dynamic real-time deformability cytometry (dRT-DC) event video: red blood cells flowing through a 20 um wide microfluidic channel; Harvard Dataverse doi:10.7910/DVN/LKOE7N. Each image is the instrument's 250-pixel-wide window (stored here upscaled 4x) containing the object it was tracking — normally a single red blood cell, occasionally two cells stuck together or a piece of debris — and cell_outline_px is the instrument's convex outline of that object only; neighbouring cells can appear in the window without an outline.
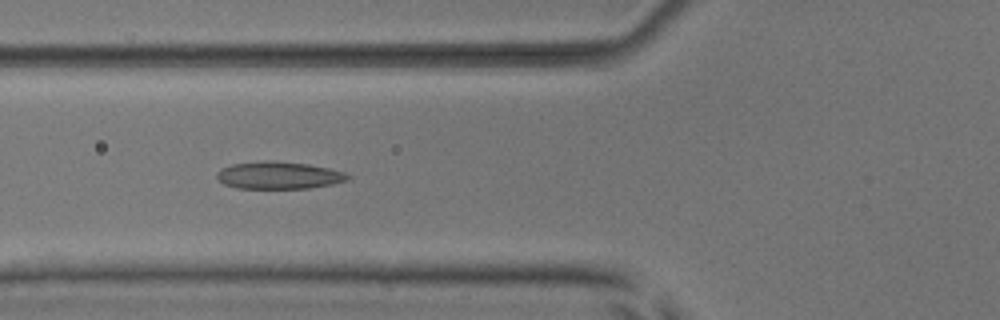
{"species": "common noctule bat (a hibernating species)", "species_latin": "Nyctalus noctula", "temperature_condition": "room temperature", "stored_images_in_passage": 7, "camera_frame_rate_fps": 3000, "um_per_image_px": 0.085, "animal": {"sex": "male", "body_mass_g": 17.9, "forearm_length_mm": 54.2}, "frame": {"image": 1, "passage_image": 5, "time_ms": 5.333, "image_size_px": [1000, 320], "cell_outline_px": [[352, 176], [348, 180], [332, 184], [308, 188], [236, 188], [224, 184], [216, 176], [216, 172], [220, 168], [232, 164], [264, 160], [268, 160], [308, 164], [328, 168], [344, 172]], "centroid_in_image_um": [23.68, 14.89], "position_along_channel_um": 102.1, "area_um2": 20.87}}
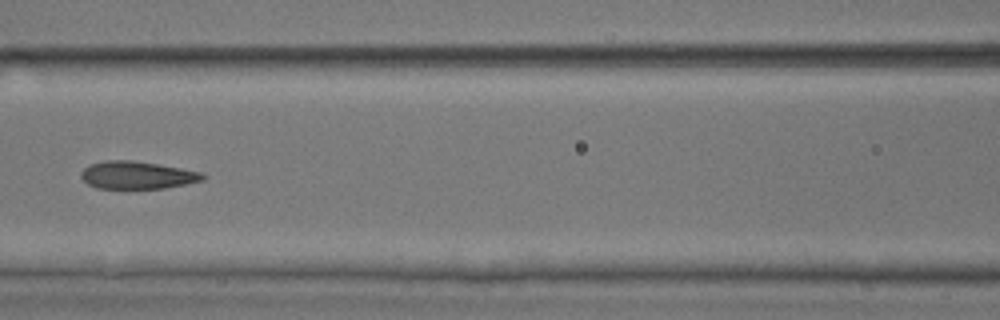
{"frame": {"image": 2, "passage_image": 6, "time_ms": 6.667, "image_size_px": [1000, 320], "cell_outline_px": [[208, 176], [204, 180], [164, 188], [96, 188], [88, 184], [80, 176], [80, 172], [88, 164], [104, 160], [132, 160], [180, 168], [200, 172]], "centroid_in_image_um": [11.62, 14.88], "position_along_channel_um": 155.0, "area_um2": 19.54}}
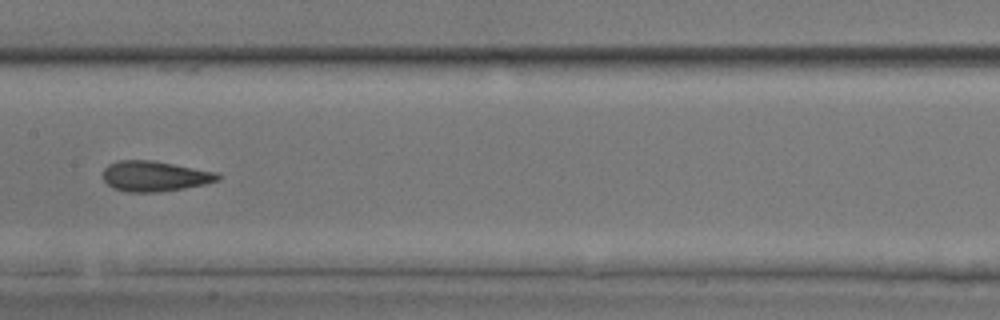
{"frame": {"image": 3, "passage_image": 7, "time_ms": 7.667, "image_size_px": [1000, 320], "cell_outline_px": [[220, 180], [204, 184], [184, 188], [160, 192], [128, 192], [112, 188], [104, 180], [104, 168], [108, 164], [120, 160], [152, 160], [216, 172], [220, 176]], "centroid_in_image_um": [13.13, 14.98], "position_along_channel_um": 194.3, "area_um2": 20.23}}